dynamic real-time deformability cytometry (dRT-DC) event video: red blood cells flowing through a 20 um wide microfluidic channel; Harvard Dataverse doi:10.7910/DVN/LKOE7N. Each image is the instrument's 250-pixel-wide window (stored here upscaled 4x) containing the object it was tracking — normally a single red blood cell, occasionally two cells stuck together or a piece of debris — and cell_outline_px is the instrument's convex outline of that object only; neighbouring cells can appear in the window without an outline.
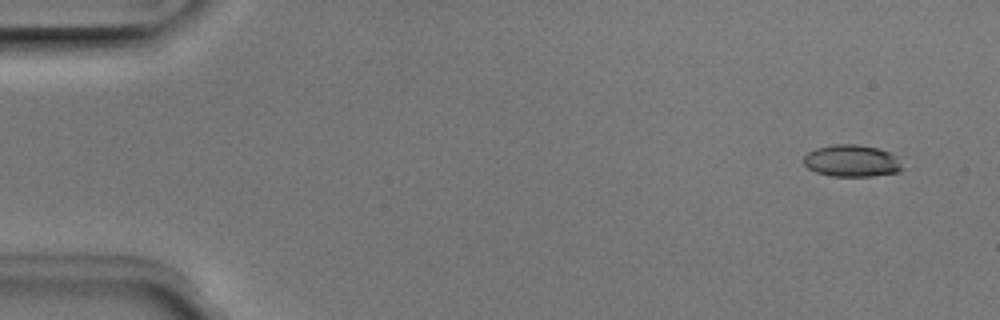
{"species": "Egyptian fruit bat (a non-hibernating species)", "species_latin": "Rousettus aegyptiacus", "temperature_condition": "room temperature", "stored_images_in_passage": 51, "camera_frame_rate_fps": 3000, "um_per_image_px": 0.085, "animal": {"sex": "male"}, "frame": {"image": 1, "passage_image": 4, "time_ms": 1.0, "image_size_px": [1000, 320], "cell_outline_px": [[904, 168], [900, 172], [872, 176], [832, 176], [816, 172], [808, 168], [804, 164], [804, 156], [808, 152], [816, 148], [836, 144], [856, 144], [876, 148], [888, 152], [896, 156]], "centroid_in_image_um": [72.41, 13.68], "position_along_channel_um": 12.6, "area_um2": 18.32}}
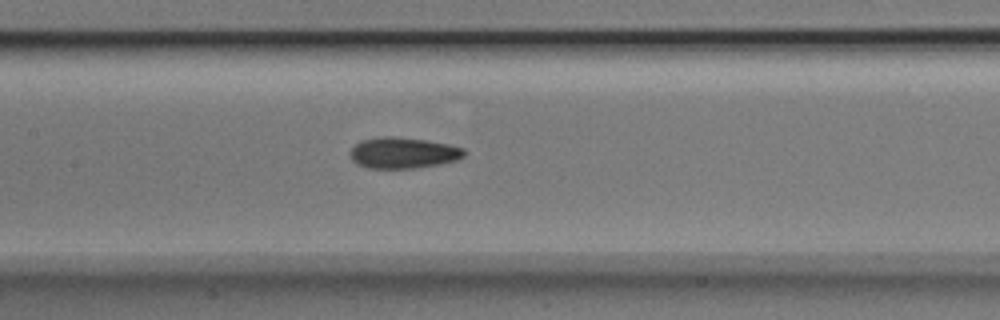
{"frame": {"image": 2, "passage_image": 25, "time_ms": 8.0, "image_size_px": [1000, 320], "cell_outline_px": [[468, 152], [464, 156], [456, 160], [440, 164], [416, 168], [368, 168], [356, 164], [352, 160], [348, 152], [360, 140], [380, 136], [392, 136], [424, 140], [448, 144], [464, 148]], "centroid_in_image_um": [34.25, 12.99], "position_along_channel_um": 173.2, "area_um2": 20.81}}
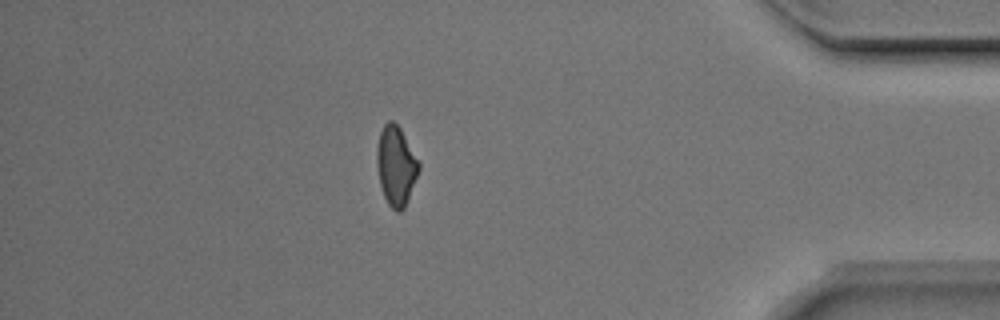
{"frame": {"image": 3, "passage_image": 45, "time_ms": 14.667, "image_size_px": [1000, 320], "cell_outline_px": [[420, 168], [404, 208], [400, 212], [396, 212], [388, 204], [384, 196], [380, 184], [376, 164], [376, 152], [380, 132], [384, 124], [388, 120], [392, 120], [400, 128], [420, 160]], "centroid_in_image_um": [33.66, 14.07], "position_along_channel_um": 401.5, "area_um2": 19.48}, "authors_computed_cell_mechanics": {"area_um2": 19.4786, "velocity_mm_per_s": 4.0203, "shape_relaxation_time_tau1_ms": 3.0467, "shape_relaxation_time_tau2_ms": 2.9167, "deformation_change_tau1": 0.1174, "deformation_change_tau2": 0.0825}}